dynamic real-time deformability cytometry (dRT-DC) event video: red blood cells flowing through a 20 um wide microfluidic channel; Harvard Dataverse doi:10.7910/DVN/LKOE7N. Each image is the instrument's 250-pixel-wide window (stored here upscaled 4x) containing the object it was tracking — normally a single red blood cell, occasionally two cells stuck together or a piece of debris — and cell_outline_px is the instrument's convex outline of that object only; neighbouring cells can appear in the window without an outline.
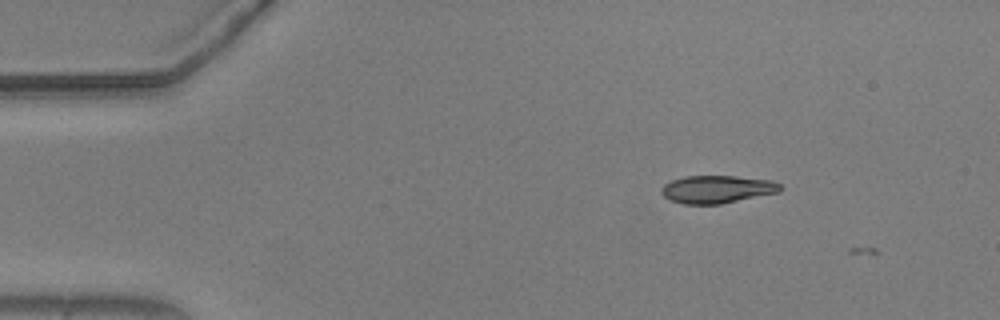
{"species": "common noctule bat (a hibernating species)", "species_latin": "Nyctalus noctula", "temperature_condition": "warm", "stored_images_in_passage": 2, "camera_frame_rate_fps": 3000, "um_per_image_px": 0.085, "animal": {"sex": "male", "body_mass_g": 20.5, "forearm_length_mm": 52.5}, "frame": {"image": 1, "passage_image": 1, "time_ms": 0.0, "image_size_px": [1000, 320], "cell_outline_px": [[780, 192], [720, 204], [684, 204], [672, 200], [664, 196], [660, 192], [660, 188], [664, 184], [672, 180], [684, 176], [736, 176], [772, 180], [780, 184]], "centroid_in_image_um": [60.94, 16.08], "position_along_channel_um": 24.1, "area_um2": 19.19}}